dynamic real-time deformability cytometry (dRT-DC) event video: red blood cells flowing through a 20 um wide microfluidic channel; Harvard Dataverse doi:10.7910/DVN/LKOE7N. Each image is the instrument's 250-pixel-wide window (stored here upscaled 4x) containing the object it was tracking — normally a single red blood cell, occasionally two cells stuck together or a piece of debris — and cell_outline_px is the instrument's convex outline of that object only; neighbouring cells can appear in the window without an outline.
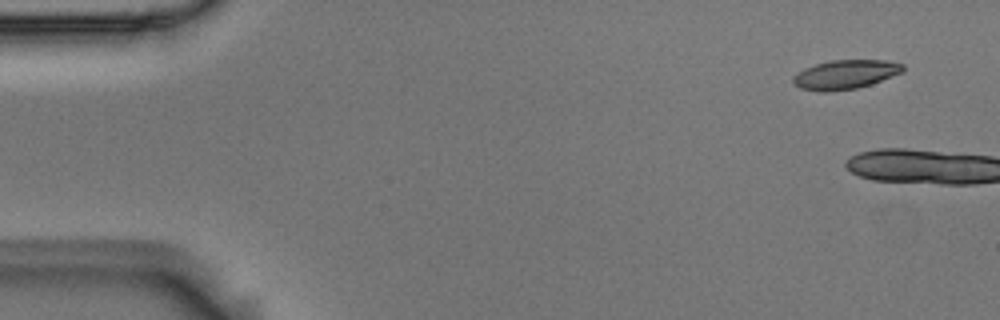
{"species": "Egyptian fruit bat (a non-hibernating species)", "species_latin": "Rousettus aegyptiacus", "temperature_condition": "room temperature", "stored_images_in_passage": 5, "camera_frame_rate_fps": 3000, "um_per_image_px": 0.085, "animal": {"sex": "male"}, "frame": {"image": 1, "passage_image": 1, "time_ms": 0.0, "image_size_px": [1000, 320], "cell_outline_px": [[904, 72], [872, 84], [856, 88], [832, 92], [820, 92], [800, 88], [792, 80], [792, 76], [796, 72], [804, 68], [816, 64], [832, 60], [884, 60], [904, 64]], "centroid_in_image_um": [71.85, 6.34], "position_along_channel_um": 13.1, "area_um2": 18.84}}